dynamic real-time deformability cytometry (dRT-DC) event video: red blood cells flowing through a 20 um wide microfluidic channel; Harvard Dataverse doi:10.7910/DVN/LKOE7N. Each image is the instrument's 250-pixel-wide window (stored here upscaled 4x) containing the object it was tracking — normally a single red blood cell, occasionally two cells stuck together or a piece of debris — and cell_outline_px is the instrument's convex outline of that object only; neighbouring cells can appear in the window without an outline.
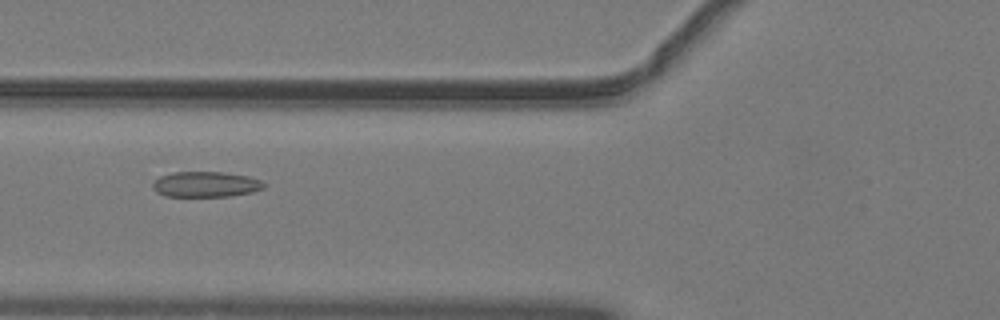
{"species": "common noctule bat (a hibernating species)", "species_latin": "Nyctalus noctula", "temperature_condition": "warm", "stored_images_in_passage": 42, "camera_frame_rate_fps": 3000, "um_per_image_px": 0.085, "animal": {"sex": "male", "body_mass_g": 19.2, "forearm_length_mm": 51.8}, "frame": {"image": 1, "passage_image": 11, "time_ms": 3.333, "image_size_px": [1000, 320], "cell_outline_px": [[264, 188], [252, 192], [232, 196], [164, 196], [156, 192], [152, 188], [152, 184], [160, 176], [172, 172], [224, 172], [248, 176], [260, 180], [264, 184]], "centroid_in_image_um": [17.47, 15.67], "position_along_channel_um": 108.3, "area_um2": 16.53}}
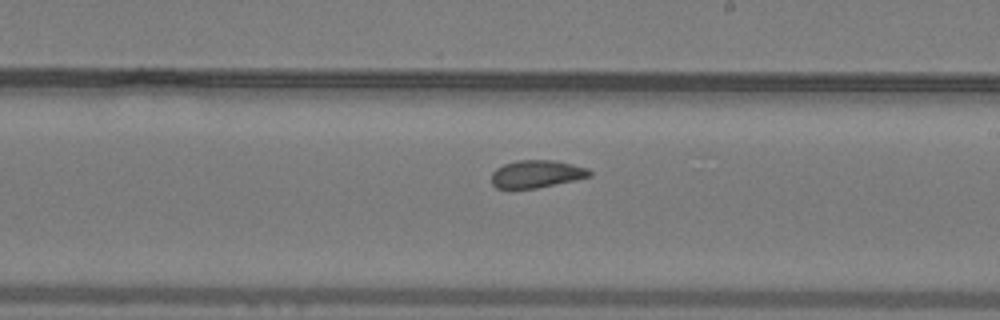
{"frame": {"image": 2, "passage_image": 21, "time_ms": 6.667, "image_size_px": [1000, 320], "cell_outline_px": [[592, 176], [576, 180], [536, 188], [496, 188], [492, 184], [492, 172], [496, 168], [504, 164], [516, 160], [552, 160], [572, 164], [588, 168], [592, 172]], "centroid_in_image_um": [45.62, 14.78], "position_along_channel_um": 243.4, "area_um2": 15.78}}
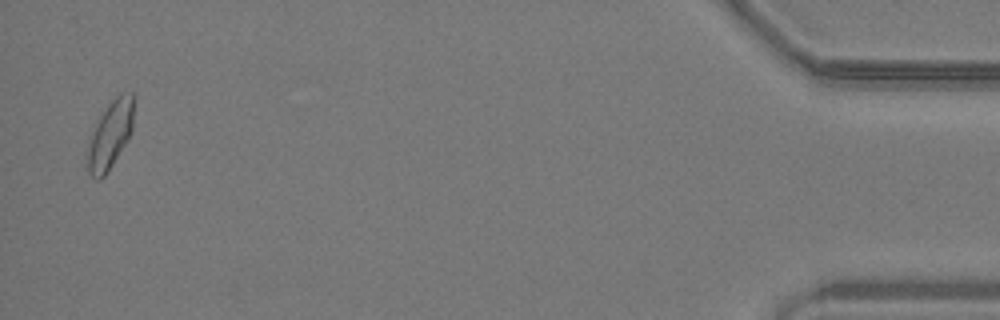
{"frame": {"image": 3, "passage_image": 41, "time_ms": 13.333, "image_size_px": [1000, 320], "cell_outline_px": [[132, 128], [124, 144], [112, 164], [104, 176], [100, 180], [96, 180], [88, 172], [88, 148], [92, 132], [100, 116], [108, 104], [120, 92], [132, 92]], "centroid_in_image_um": [9.35, 11.45], "position_along_channel_um": 425.9, "area_um2": 17.51}, "authors_computed_cell_mechanics": {"area_um2": 16.6753, "velocity_mm_per_s": 4.0428, "shape_relaxation_time_tau1_ms": null, "shape_relaxation_time_tau2_ms": 1.6241, "deformation_change_tau1": null, "deformation_change_tau2": 0.0563}}